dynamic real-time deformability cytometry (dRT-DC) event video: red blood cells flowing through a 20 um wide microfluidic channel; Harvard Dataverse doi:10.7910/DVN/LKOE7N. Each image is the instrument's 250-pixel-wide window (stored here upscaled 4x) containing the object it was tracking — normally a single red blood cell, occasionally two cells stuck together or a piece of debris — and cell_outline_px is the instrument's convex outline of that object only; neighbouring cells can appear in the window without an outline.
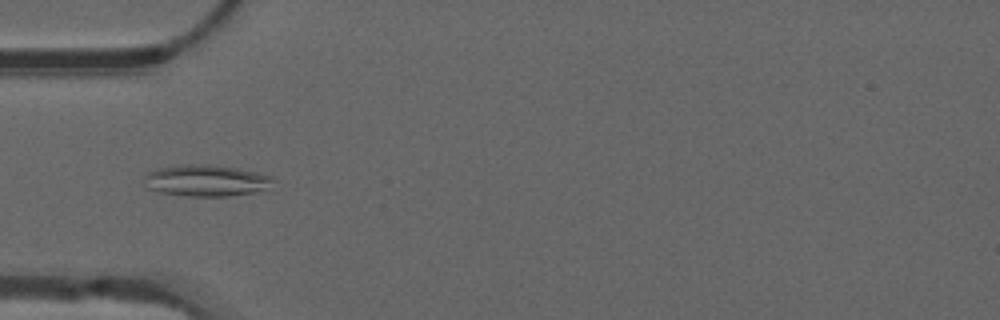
{"species": "common noctule bat (a hibernating species)", "species_latin": "Nyctalus noctula", "temperature_condition": "warm", "stored_images_in_passage": 52, "camera_frame_rate_fps": 3000, "um_per_image_px": 0.085, "animal": {"sex": "male", "forearm_length_mm": 52.5}, "frame": {"image": 1, "passage_image": 16, "time_ms": 5.0, "image_size_px": [1000, 320], "cell_outline_px": [[276, 180], [264, 188], [252, 192], [228, 196], [188, 196], [160, 192], [148, 188], [144, 176], [148, 172], [156, 168], [180, 164], [212, 164], [236, 168], [256, 172], [272, 176]], "centroid_in_image_um": [17.49, 15.33], "position_along_channel_um": 67.5, "area_um2": 23.52}}
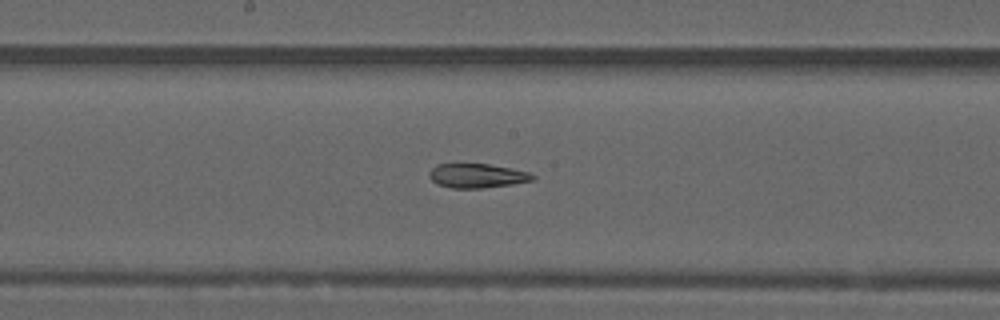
{"frame": {"image": 2, "passage_image": 27, "time_ms": 8.667, "image_size_px": [1000, 320], "cell_outline_px": [[536, 176], [532, 180], [512, 184], [484, 188], [452, 188], [436, 184], [428, 176], [428, 172], [436, 164], [488, 164], [512, 168], [532, 172]], "centroid_in_image_um": [40.55, 14.93], "position_along_channel_um": 207.6, "area_um2": 14.74}}
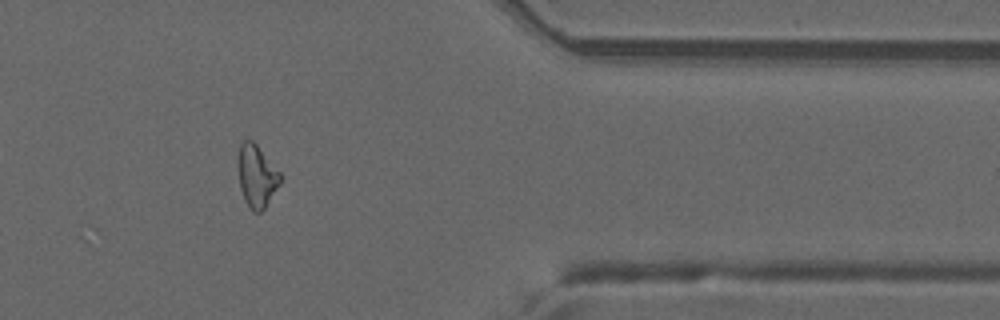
{"frame": {"image": 3, "passage_image": 43, "time_ms": 14.0, "image_size_px": [1000, 320], "cell_outline_px": [[280, 184], [264, 208], [260, 212], [252, 212], [248, 208], [244, 200], [240, 188], [236, 164], [236, 156], [240, 144], [244, 140], [252, 140], [256, 144], [280, 172]], "centroid_in_image_um": [21.76, 14.96], "position_along_channel_um": 389.6, "area_um2": 15.61}, "authors_computed_cell_mechanics": {"area_um2": 16.6464, "velocity_mm_per_s": 3.8284, "shape_relaxation_time_tau1_ms": null, "shape_relaxation_time_tau2_ms": 2.8214, "deformation_change_tau1": null, "deformation_change_tau2": 0.091}}